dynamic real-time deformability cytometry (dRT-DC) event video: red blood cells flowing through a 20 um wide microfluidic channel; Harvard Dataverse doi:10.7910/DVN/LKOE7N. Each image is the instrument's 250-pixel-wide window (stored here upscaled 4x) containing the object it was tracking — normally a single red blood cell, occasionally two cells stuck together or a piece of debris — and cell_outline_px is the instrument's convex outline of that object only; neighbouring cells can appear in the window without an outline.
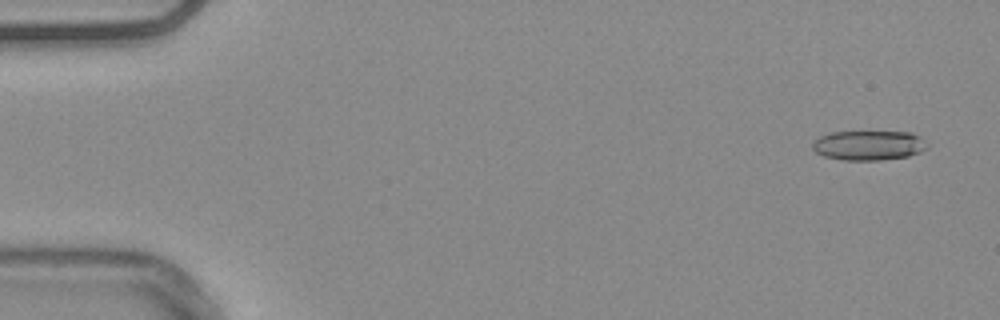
{"species": "common noctule bat (a hibernating species)", "species_latin": "Nyctalus noctula", "temperature_condition": "warm", "stored_images_in_passage": 55, "camera_frame_rate_fps": 3000, "um_per_image_px": 0.085, "animal": {"sex": "male", "body_mass_g": 20.4}, "frame": {"image": 1, "passage_image": 3, "time_ms": 0.667, "image_size_px": [1000, 320], "cell_outline_px": [[928, 148], [920, 152], [908, 156], [880, 160], [844, 160], [824, 156], [816, 152], [812, 148], [812, 140], [828, 132], [912, 132], [920, 136], [928, 144]], "centroid_in_image_um": [73.83, 12.35], "position_along_channel_um": 11.2, "area_um2": 20.0}}
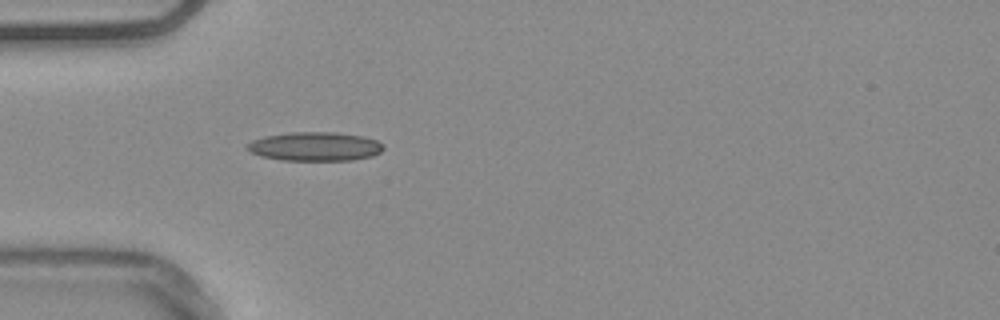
{"frame": {"image": 2, "passage_image": 17, "time_ms": 5.333, "image_size_px": [1000, 320], "cell_outline_px": [[384, 148], [380, 152], [372, 156], [352, 160], [280, 160], [260, 156], [252, 152], [248, 148], [248, 144], [252, 140], [264, 136], [292, 132], [336, 132], [364, 136], [376, 140], [384, 144]], "centroid_in_image_um": [26.81, 12.44], "position_along_channel_um": 58.2, "area_um2": 22.95}}
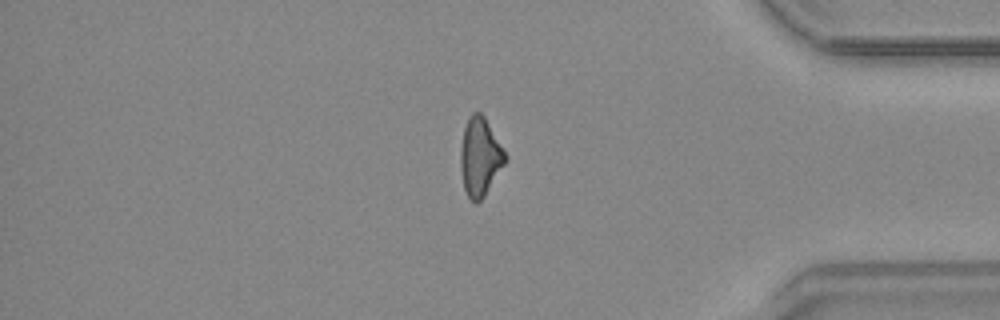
{"frame": {"image": 3, "passage_image": 46, "time_ms": 15.0, "image_size_px": [1000, 320], "cell_outline_px": [[508, 160], [484, 196], [476, 204], [468, 196], [464, 188], [460, 168], [460, 148], [464, 128], [468, 116], [472, 112], [480, 112], [484, 116], [504, 148], [508, 156]], "centroid_in_image_um": [40.81, 13.31], "position_along_channel_um": 394.4, "area_um2": 20.63}, "authors_computed_cell_mechanics": {"area_um2": 20.808, "velocity_mm_per_s": 3.7899, "shape_relaxation_time_tau1_ms": null, "shape_relaxation_time_tau2_ms": 6.4437, "deformation_change_tau1": null, "deformation_change_tau2": 0.1881}}